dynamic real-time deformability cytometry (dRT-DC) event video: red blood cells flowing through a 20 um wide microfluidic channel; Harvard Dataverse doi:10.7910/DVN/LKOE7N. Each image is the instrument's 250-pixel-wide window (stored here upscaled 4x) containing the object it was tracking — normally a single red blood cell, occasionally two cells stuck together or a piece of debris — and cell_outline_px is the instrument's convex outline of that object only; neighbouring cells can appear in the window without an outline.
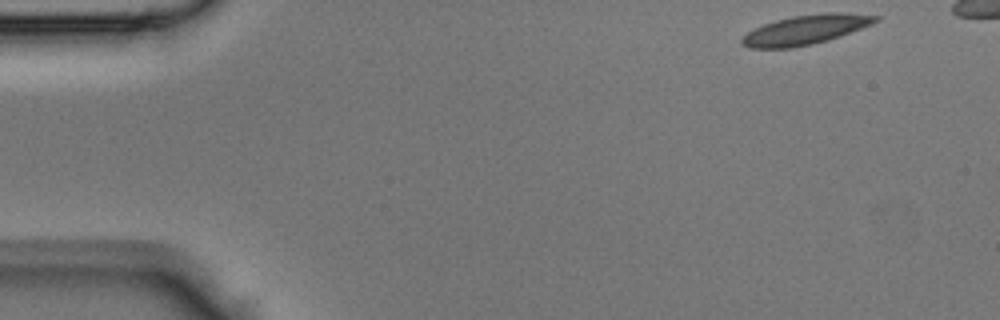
{"species": "Egyptian fruit bat (a non-hibernating species)", "species_latin": "Rousettus aegyptiacus", "temperature_condition": "room temperature", "stored_images_in_passage": 38, "camera_frame_rate_fps": 3000, "um_per_image_px": 0.085, "animal": {"sex": "male"}, "frame": {"image": 1, "passage_image": 1, "time_ms": 0.0, "image_size_px": [1000, 320], "cell_outline_px": [[880, 20], [872, 24], [840, 36], [828, 40], [812, 44], [792, 48], [748, 48], [740, 44], [740, 40], [748, 32], [764, 24], [776, 20], [792, 16], [828, 12], [840, 12], [880, 16]], "centroid_in_image_um": [68.48, 2.53], "position_along_channel_um": 16.5, "area_um2": 22.89}}
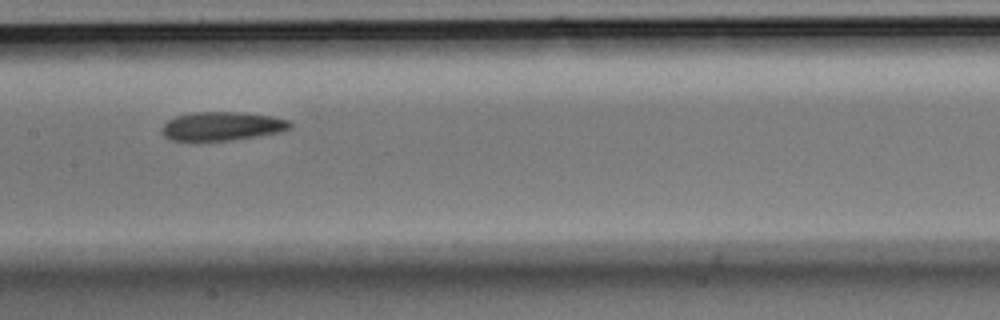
{"frame": {"image": 2, "passage_image": 19, "time_ms": 6.0, "image_size_px": [1000, 320], "cell_outline_px": [[292, 128], [280, 132], [260, 136], [232, 140], [200, 144], [196, 144], [172, 140], [164, 136], [160, 128], [168, 120], [176, 116], [192, 112], [236, 112], [272, 116], [288, 120], [292, 124]], "centroid_in_image_um": [18.81, 10.77], "position_along_channel_um": 188.6, "area_um2": 22.37}}
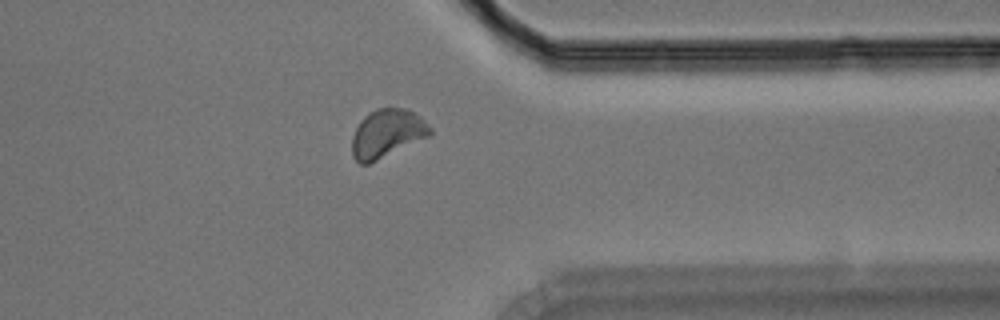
{"frame": {"image": 3, "passage_image": 32, "time_ms": 10.333, "image_size_px": [1000, 320], "cell_outline_px": [[432, 132], [428, 136], [368, 164], [360, 164], [352, 156], [352, 136], [360, 120], [364, 116], [376, 108], [408, 108], [420, 116], [432, 128]], "centroid_in_image_um": [32.88, 11.32], "position_along_channel_um": 378.5, "area_um2": 21.85}}